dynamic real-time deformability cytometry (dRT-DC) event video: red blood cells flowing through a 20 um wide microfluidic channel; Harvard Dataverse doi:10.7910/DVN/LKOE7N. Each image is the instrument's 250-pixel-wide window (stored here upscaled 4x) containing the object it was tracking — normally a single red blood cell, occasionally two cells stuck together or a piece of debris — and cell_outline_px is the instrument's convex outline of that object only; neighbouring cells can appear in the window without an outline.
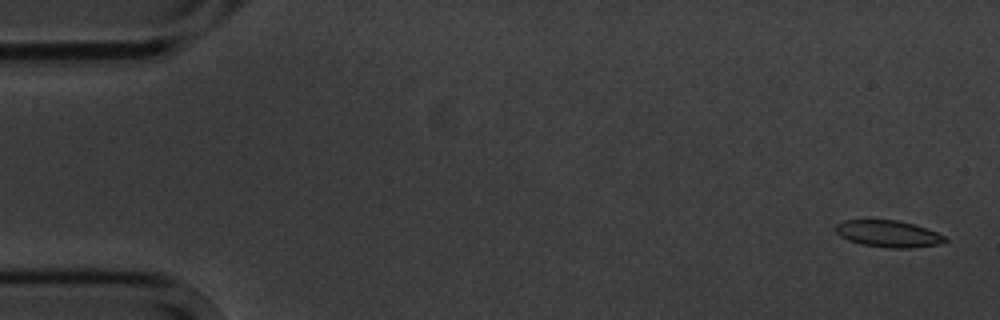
{"species": "common noctule bat (a hibernating species)", "species_latin": "Nyctalus noctula", "temperature_condition": "cold", "stored_images_in_passage": 6, "camera_frame_rate_fps": 3000, "um_per_image_px": 0.085, "animal": {"sex": "male", "body_mass_g": 20.1, "forearm_length_mm": 53.5}, "frame": {"image": 1, "passage_image": 1, "time_ms": 0.0, "image_size_px": [1000, 320], "cell_outline_px": [[948, 240], [944, 244], [912, 248], [888, 248], [860, 244], [848, 240], [840, 236], [836, 232], [836, 224], [844, 220], [896, 220], [916, 224], [928, 228], [944, 236]], "centroid_in_image_um": [75.55, 19.88], "position_along_channel_um": 9.4, "area_um2": 17.28}}